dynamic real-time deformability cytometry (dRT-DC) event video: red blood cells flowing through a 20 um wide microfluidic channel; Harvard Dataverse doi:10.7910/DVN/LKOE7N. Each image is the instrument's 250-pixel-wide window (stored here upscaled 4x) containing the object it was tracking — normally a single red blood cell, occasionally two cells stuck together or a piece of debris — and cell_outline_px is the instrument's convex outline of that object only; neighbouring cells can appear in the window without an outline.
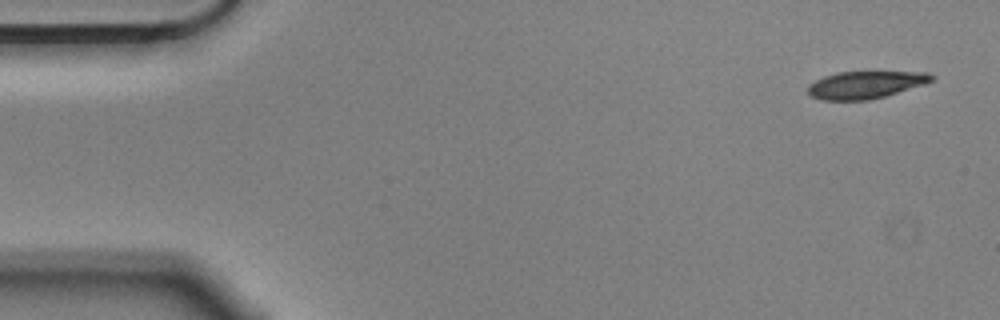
{"species": "Egyptian fruit bat (a non-hibernating species)", "species_latin": "Rousettus aegyptiacus", "temperature_condition": "cold", "stored_images_in_passage": 7, "camera_frame_rate_fps": 3000, "um_per_image_px": 0.085, "animal": {"sex": "male"}, "frame": {"image": 1, "passage_image": 1, "time_ms": 0.0, "image_size_px": [1000, 320], "cell_outline_px": [[936, 76], [932, 80], [924, 84], [884, 96], [868, 100], [820, 100], [812, 96], [808, 92], [808, 84], [824, 76], [840, 72], [928, 72]], "centroid_in_image_um": [73.55, 7.2], "position_along_channel_um": 11.4, "area_um2": 19.54}}
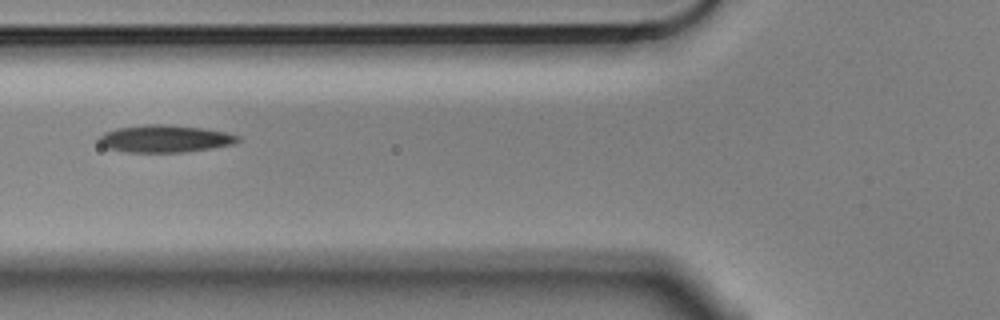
{"frame": {"image": 2, "passage_image": 6, "time_ms": 1.667, "image_size_px": [1000, 320], "cell_outline_px": [[240, 140], [232, 144], [212, 148], [184, 152], [128, 152], [108, 148], [100, 144], [100, 136], [104, 132], [116, 128], [144, 124], [164, 124], [200, 128], [224, 132], [240, 136]], "centroid_in_image_um": [14.0, 11.79], "position_along_channel_um": 111.8, "area_um2": 21.91}}
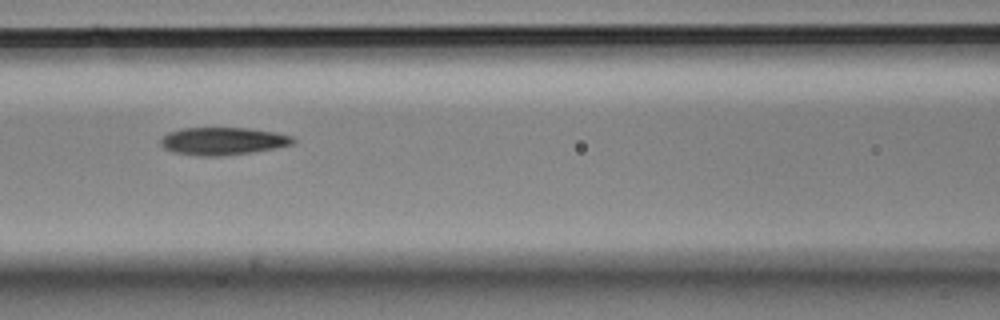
{"frame": {"image": 3, "passage_image": 7, "time_ms": 2.0, "image_size_px": [1000, 320], "cell_outline_px": [[296, 140], [292, 144], [252, 152], [220, 156], [200, 156], [172, 152], [164, 148], [160, 144], [160, 140], [168, 132], [180, 128], [248, 128], [276, 132], [292, 136]], "centroid_in_image_um": [18.91, 11.99], "position_along_channel_um": 147.7, "area_um2": 21.27}}